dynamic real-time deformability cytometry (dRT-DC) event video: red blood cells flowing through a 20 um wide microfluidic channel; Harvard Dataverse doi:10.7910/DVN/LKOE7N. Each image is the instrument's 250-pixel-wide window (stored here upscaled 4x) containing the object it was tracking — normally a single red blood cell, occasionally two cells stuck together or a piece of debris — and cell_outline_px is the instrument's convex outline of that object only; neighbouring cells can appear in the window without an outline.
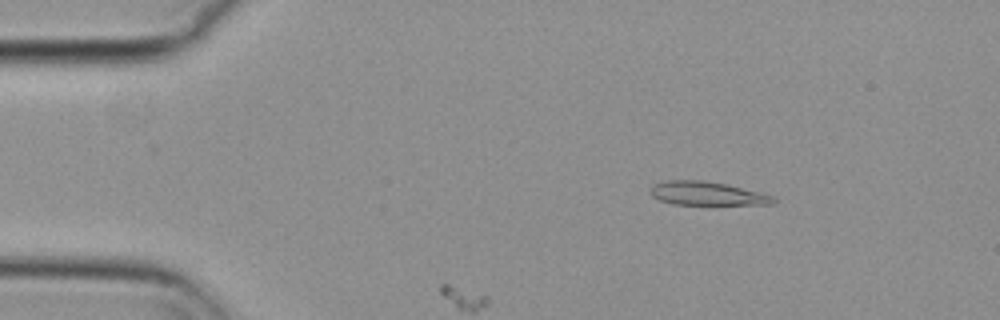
{"species": "common noctule bat (a hibernating species)", "species_latin": "Nyctalus noctula", "temperature_condition": "cold", "stored_images_in_passage": 14, "camera_frame_rate_fps": 3000, "um_per_image_px": 0.085, "animal": {"sex": "female", "body_mass_g": 29.2, "forearm_length_mm": 56.3}, "frame": {"image": 1, "passage_image": 3, "time_ms": 0.667, "image_size_px": [1000, 320], "cell_outline_px": [[780, 200], [776, 204], [716, 208], [708, 208], [672, 204], [660, 200], [652, 196], [648, 192], [652, 184], [668, 180], [704, 180], [728, 184], [776, 196]], "centroid_in_image_um": [60.23, 16.53], "position_along_channel_um": 24.8, "area_um2": 18.84}}